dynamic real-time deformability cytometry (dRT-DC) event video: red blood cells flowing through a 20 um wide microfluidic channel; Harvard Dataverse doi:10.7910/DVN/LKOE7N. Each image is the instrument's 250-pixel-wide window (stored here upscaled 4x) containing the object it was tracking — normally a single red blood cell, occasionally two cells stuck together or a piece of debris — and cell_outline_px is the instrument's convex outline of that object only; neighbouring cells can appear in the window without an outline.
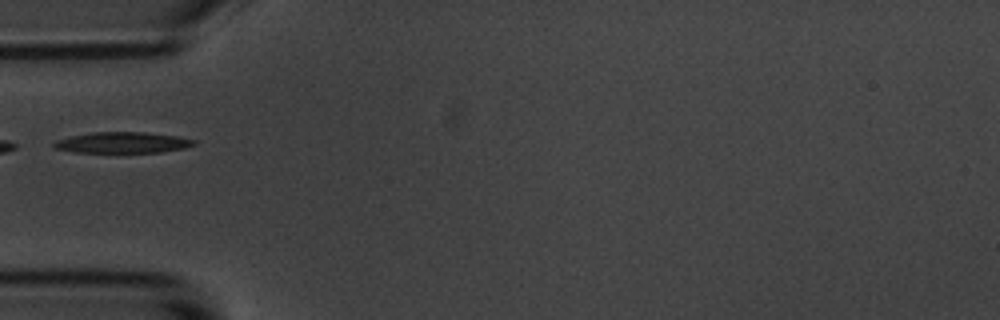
{"species": "common noctule bat (a hibernating species)", "species_latin": "Nyctalus noctula", "temperature_condition": "room temperature", "stored_images_in_passage": 9, "camera_frame_rate_fps": 3000, "um_per_image_px": 0.085, "animal": {"sex": "male", "body_mass_g": 20.1, "forearm_length_mm": 53.5}, "frame": {"image": 1, "passage_image": 4, "time_ms": 3.667, "image_size_px": [1000, 320], "cell_outline_px": [[196, 144], [184, 148], [160, 152], [76, 152], [52, 148], [52, 144], [56, 140], [72, 136], [92, 132], [144, 132], [176, 136], [196, 140]], "centroid_in_image_um": [10.4, 12.12], "position_along_channel_um": 74.6, "area_um2": 16.99}}
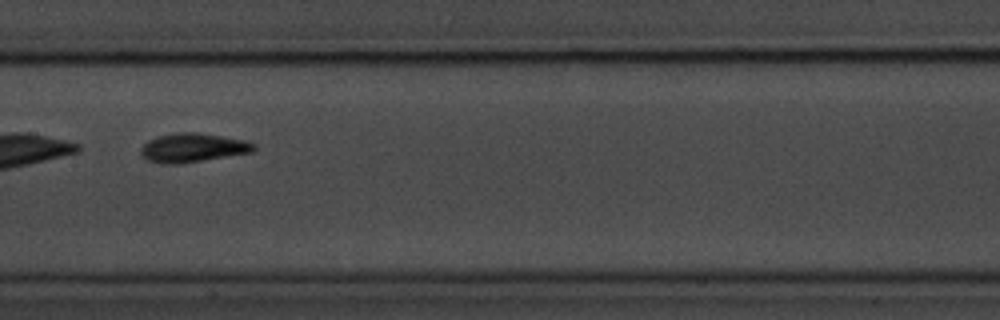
{"frame": {"image": 2, "passage_image": 7, "time_ms": 7.0, "image_size_px": [1000, 320], "cell_outline_px": [[256, 148], [252, 152], [176, 164], [160, 164], [148, 160], [140, 152], [140, 148], [148, 140], [156, 136], [176, 132], [196, 132], [244, 140], [256, 144]], "centroid_in_image_um": [16.35, 12.55], "position_along_channel_um": 191.1, "area_um2": 18.9}}